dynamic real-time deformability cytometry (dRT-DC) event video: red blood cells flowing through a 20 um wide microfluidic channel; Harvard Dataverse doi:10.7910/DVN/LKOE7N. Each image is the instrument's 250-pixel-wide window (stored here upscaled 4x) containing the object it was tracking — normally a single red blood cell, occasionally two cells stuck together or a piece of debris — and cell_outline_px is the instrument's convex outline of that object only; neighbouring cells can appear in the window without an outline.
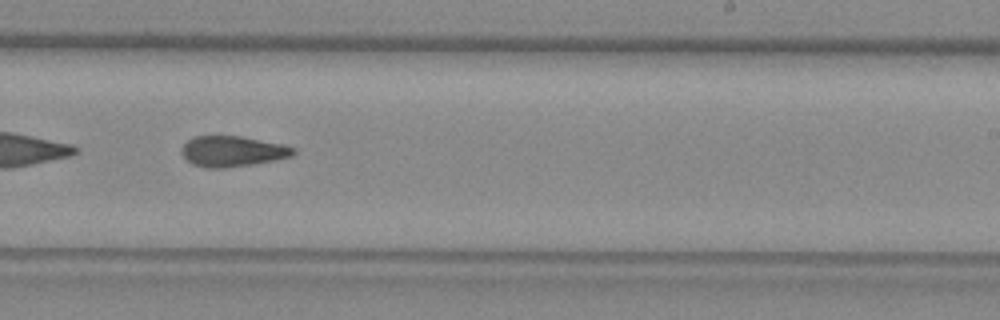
{"species": "common noctule bat (a hibernating species)", "species_latin": "Nyctalus noctula", "temperature_condition": "warm", "stored_images_in_passage": 31, "camera_frame_rate_fps": 3000, "um_per_image_px": 0.085, "animal": {"sex": "female", "body_mass_g": 29.2, "forearm_length_mm": 56.3}, "frame": {"image": 1, "passage_image": 18, "time_ms": 5.667, "image_size_px": [1000, 320], "cell_outline_px": [[296, 152], [292, 156], [252, 164], [224, 168], [208, 168], [192, 164], [180, 152], [180, 148], [188, 140], [196, 136], [240, 136], [280, 144], [296, 148]], "centroid_in_image_um": [19.73, 12.86], "position_along_channel_um": 269.3, "area_um2": 19.71}}